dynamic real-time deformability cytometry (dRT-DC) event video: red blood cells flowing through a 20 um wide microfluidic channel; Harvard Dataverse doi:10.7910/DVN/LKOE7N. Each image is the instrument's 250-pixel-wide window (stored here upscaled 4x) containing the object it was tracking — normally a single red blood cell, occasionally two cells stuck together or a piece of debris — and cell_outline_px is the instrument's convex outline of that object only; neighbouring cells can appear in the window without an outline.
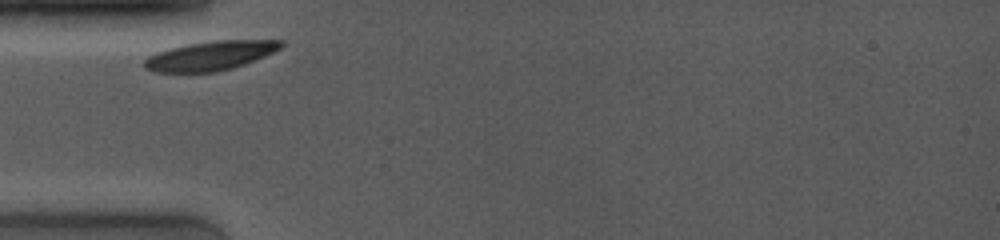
{"species": "common noctule bat (a hibernating species)", "species_latin": "Nyctalus noctula", "temperature_condition": "room temperature", "stored_images_in_passage": 21, "camera_frame_rate_fps": 4000, "um_per_image_px": 0.085, "animal": {"sex": "female", "body_mass_g": 19.0, "forearm_length_mm": 53.3}, "frame": {"image": 1, "passage_image": 1, "time_ms": 0.0, "image_size_px": [1000, 240], "cell_outline_px": [[284, 44], [280, 48], [264, 56], [244, 64], [232, 68], [216, 72], [152, 72], [144, 68], [144, 60], [148, 56], [156, 52], [168, 48], [184, 44], [212, 40], [284, 40]], "centroid_in_image_um": [17.83, 4.73], "position_along_channel_um": 67.2, "area_um2": 23.41}}
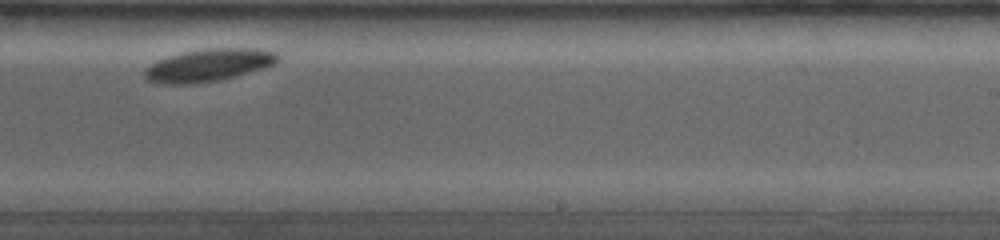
{"frame": {"image": 2, "passage_image": 13, "time_ms": 5.75, "image_size_px": [1000, 240], "cell_outline_px": [[280, 60], [276, 64], [264, 68], [220, 80], [196, 84], [156, 84], [148, 80], [144, 76], [144, 68], [156, 60], [180, 52], [208, 48], [260, 48], [276, 52], [280, 56]], "centroid_in_image_um": [17.73, 5.54], "position_along_channel_um": 271.3, "area_um2": 25.78}}
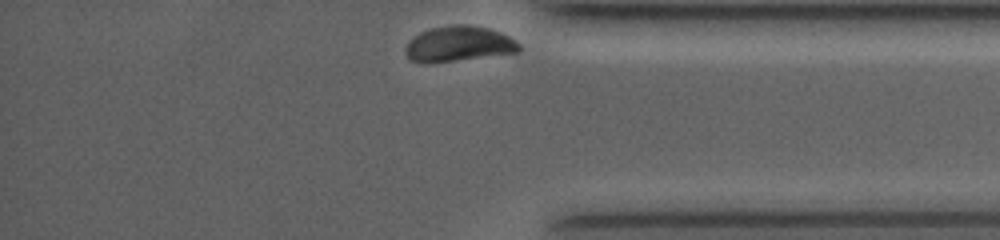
{"frame": {"image": 3, "passage_image": 21, "time_ms": 9.25, "image_size_px": [1000, 240], "cell_outline_px": [[520, 52], [456, 60], [408, 60], [404, 48], [420, 32], [432, 28], [452, 24], [468, 24], [488, 28], [500, 32], [516, 40], [520, 44]], "centroid_in_image_um": [39.07, 3.69], "position_along_channel_um": 396.1, "area_um2": 22.77}, "authors_computed_cell_mechanics": {"area_um2": 23.987, "velocity_mm_per_s": 3.5621, "shape_relaxation_time_tau1_ms": 0.3097, "shape_relaxation_time_tau2_ms": null, "deformation_change_tau1": 0.0152, "deformation_change_tau2": null}}